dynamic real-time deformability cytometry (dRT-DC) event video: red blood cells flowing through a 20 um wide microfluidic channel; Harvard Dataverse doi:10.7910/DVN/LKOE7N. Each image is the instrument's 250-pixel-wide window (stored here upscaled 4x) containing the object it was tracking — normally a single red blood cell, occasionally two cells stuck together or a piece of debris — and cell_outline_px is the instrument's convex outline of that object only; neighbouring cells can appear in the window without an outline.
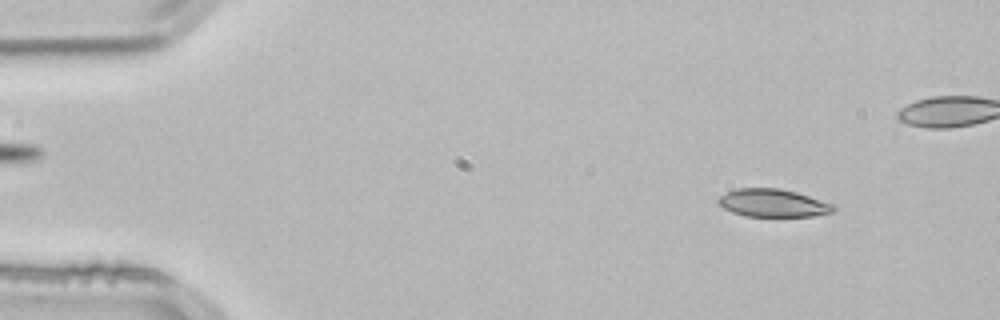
{"species": "common noctule bat (a hibernating species)", "species_latin": "Nyctalus noctula", "temperature_condition": "room temperature", "stored_images_in_passage": 53, "camera_frame_rate_fps": 3000, "um_per_image_px": 0.085, "animal": {"sex": "male", "body_mass_g": 21.5, "forearm_length_mm": 52.0}, "frame": {"image": 1, "passage_image": 5, "time_ms": 1.333, "image_size_px": [1000, 320], "cell_outline_px": [[836, 208], [832, 212], [812, 216], [744, 216], [732, 212], [724, 208], [716, 200], [724, 192], [736, 188], [780, 188], [796, 192], [832, 204]], "centroid_in_image_um": [65.65, 17.25], "position_along_channel_um": 19.4, "area_um2": 18.61}}
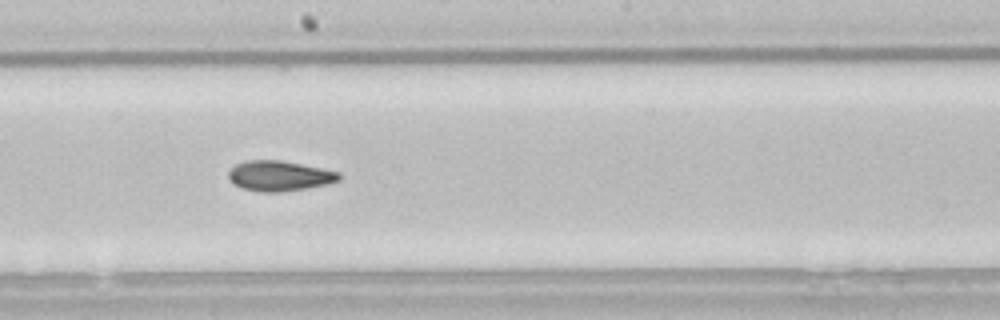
{"frame": {"image": 2, "passage_image": 28, "time_ms": 9.0, "image_size_px": [1000, 320], "cell_outline_px": [[344, 176], [340, 180], [328, 184], [280, 192], [264, 192], [244, 188], [228, 180], [228, 172], [236, 164], [244, 160], [280, 160], [340, 172]], "centroid_in_image_um": [23.77, 14.94], "position_along_channel_um": 224.4, "area_um2": 19.36}}
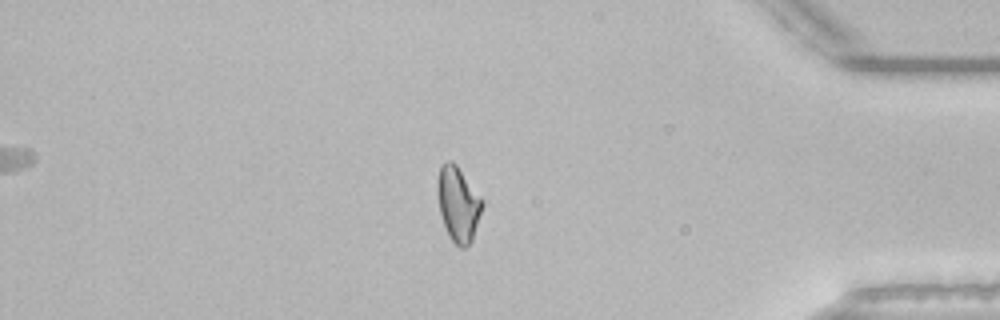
{"frame": {"image": 3, "passage_image": 44, "time_ms": 14.333, "image_size_px": [1000, 320], "cell_outline_px": [[480, 212], [472, 240], [464, 248], [460, 248], [448, 236], [440, 212], [436, 192], [436, 184], [440, 164], [448, 160], [452, 160], [456, 164], [480, 196]], "centroid_in_image_um": [38.88, 17.3], "position_along_channel_um": 396.3, "area_um2": 19.19}, "authors_computed_cell_mechanics": {"area_um2": 19.363, "velocity_mm_per_s": 3.844, "shape_relaxation_time_tau1_ms": null, "shape_relaxation_time_tau2_ms": 3.8675, "deformation_change_tau1": null, "deformation_change_tau2": 0.0917}}